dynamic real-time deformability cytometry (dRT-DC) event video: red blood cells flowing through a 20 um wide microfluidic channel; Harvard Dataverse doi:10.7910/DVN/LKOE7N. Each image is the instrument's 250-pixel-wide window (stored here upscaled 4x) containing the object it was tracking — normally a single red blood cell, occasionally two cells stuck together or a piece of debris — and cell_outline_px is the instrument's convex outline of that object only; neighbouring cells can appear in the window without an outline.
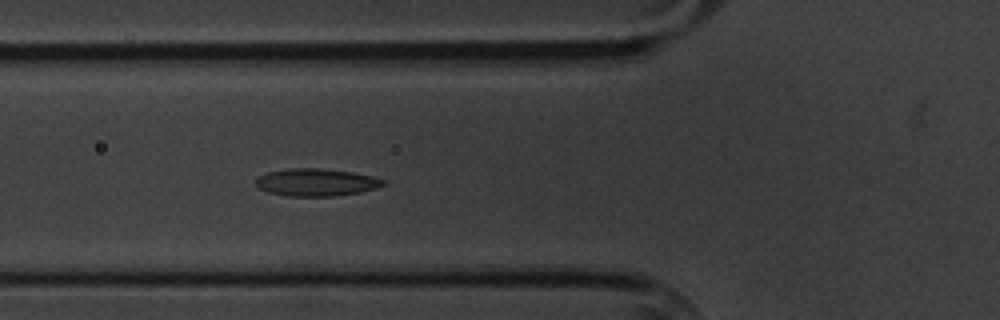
{"species": "common noctule bat (a hibernating species)", "species_latin": "Nyctalus noctula", "temperature_condition": "cold", "stored_images_in_passage": 5, "camera_frame_rate_fps": 3000, "um_per_image_px": 0.085, "animal": {"sex": "male", "body_mass_g": 20.1, "forearm_length_mm": 53.5}, "frame": {"image": 1, "passage_image": 5, "time_ms": 5.333, "image_size_px": [1000, 320], "cell_outline_px": [[384, 184], [376, 188], [360, 192], [336, 196], [288, 196], [268, 192], [260, 188], [256, 184], [256, 180], [260, 176], [268, 172], [288, 168], [320, 168], [352, 172], [372, 176], [384, 180]], "centroid_in_image_um": [26.88, 15.49], "position_along_channel_um": 98.9, "area_um2": 20.23}}